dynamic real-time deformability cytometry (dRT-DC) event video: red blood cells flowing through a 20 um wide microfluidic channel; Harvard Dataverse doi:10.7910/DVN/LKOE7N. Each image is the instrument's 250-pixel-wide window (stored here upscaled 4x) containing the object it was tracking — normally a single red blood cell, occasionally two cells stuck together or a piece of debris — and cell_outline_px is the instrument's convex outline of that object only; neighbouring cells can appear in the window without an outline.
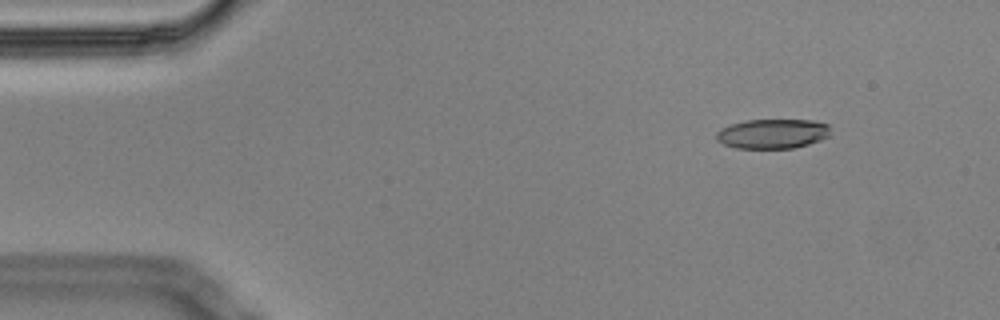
{"species": "Egyptian fruit bat (a non-hibernating species)", "species_latin": "Rousettus aegyptiacus", "temperature_condition": "cold", "stored_images_in_passage": 58, "camera_frame_rate_fps": 3000, "um_per_image_px": 0.085, "animal": {"sex": "male"}, "frame": {"image": 1, "passage_image": 7, "time_ms": 2.0, "image_size_px": [1000, 320], "cell_outline_px": [[832, 136], [808, 144], [792, 148], [736, 148], [724, 144], [716, 140], [716, 132], [720, 128], [732, 124], [748, 120], [812, 120], [828, 124]], "centroid_in_image_um": [65.69, 11.37], "position_along_channel_um": 19.3, "area_um2": 19.77}}
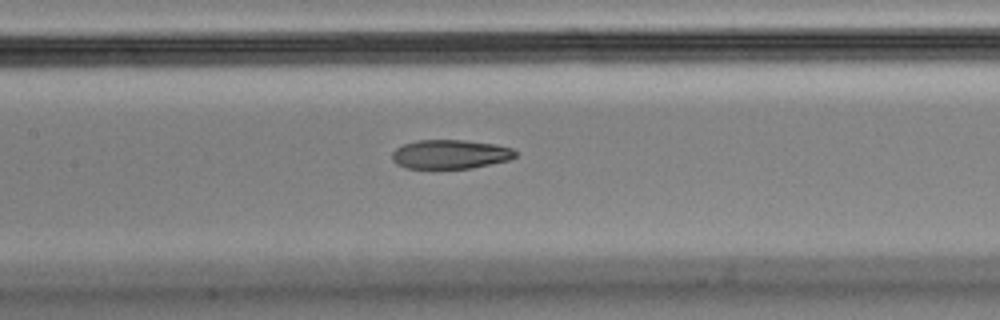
{"frame": {"image": 2, "passage_image": 27, "time_ms": 8.667, "image_size_px": [1000, 320], "cell_outline_px": [[516, 156], [508, 160], [472, 168], [408, 168], [396, 164], [392, 160], [392, 152], [396, 148], [404, 144], [416, 140], [464, 140], [496, 144], [512, 148], [516, 152]], "centroid_in_image_um": [38.26, 13.1], "position_along_channel_um": 169.1, "area_um2": 20.87}}
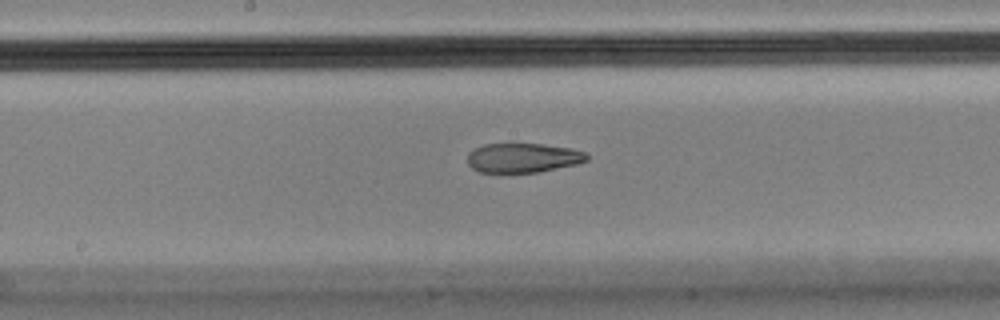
{"frame": {"image": 3, "passage_image": 30, "time_ms": 9.667, "image_size_px": [1000, 320], "cell_outline_px": [[588, 160], [576, 164], [540, 172], [480, 172], [472, 168], [468, 164], [468, 152], [472, 148], [484, 144], [544, 144], [572, 148], [584, 152], [588, 156]], "centroid_in_image_um": [44.44, 13.41], "position_along_channel_um": 203.8, "area_um2": 20.52}, "authors_computed_cell_mechanics": {"area_um2": 22.0218, "velocity_mm_per_s": 3.4732, "shape_relaxation_time_tau1_ms": null, "shape_relaxation_time_tau2_ms": 2.8491, "deformation_change_tau1": null, "deformation_change_tau2": 0.103}}